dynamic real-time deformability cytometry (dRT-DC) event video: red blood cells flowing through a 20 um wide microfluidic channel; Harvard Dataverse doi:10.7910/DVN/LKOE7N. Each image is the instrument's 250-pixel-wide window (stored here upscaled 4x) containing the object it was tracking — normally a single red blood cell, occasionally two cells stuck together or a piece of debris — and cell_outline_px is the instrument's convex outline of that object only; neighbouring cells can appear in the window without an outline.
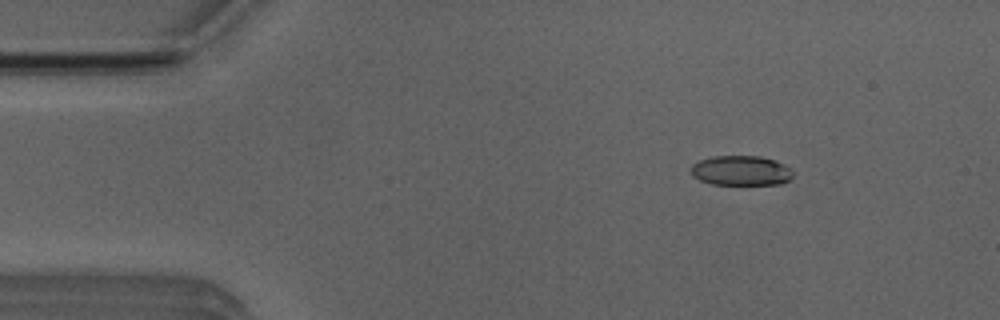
{"species": "Egyptian fruit bat (a non-hibernating species)", "species_latin": "Rousettus aegyptiacus", "temperature_condition": "room temperature", "stored_images_in_passage": 3, "camera_frame_rate_fps": 3000, "um_per_image_px": 0.085, "animal": {"sex": "male"}, "frame": {"image": 1, "passage_image": 1, "time_ms": 0.0, "image_size_px": [1000, 320], "cell_outline_px": [[792, 176], [788, 180], [780, 184], [712, 184], [700, 180], [692, 176], [692, 164], [700, 160], [712, 156], [760, 156], [784, 164], [792, 168]], "centroid_in_image_um": [62.98, 14.5], "position_along_channel_um": 22.0, "area_um2": 17.63}}